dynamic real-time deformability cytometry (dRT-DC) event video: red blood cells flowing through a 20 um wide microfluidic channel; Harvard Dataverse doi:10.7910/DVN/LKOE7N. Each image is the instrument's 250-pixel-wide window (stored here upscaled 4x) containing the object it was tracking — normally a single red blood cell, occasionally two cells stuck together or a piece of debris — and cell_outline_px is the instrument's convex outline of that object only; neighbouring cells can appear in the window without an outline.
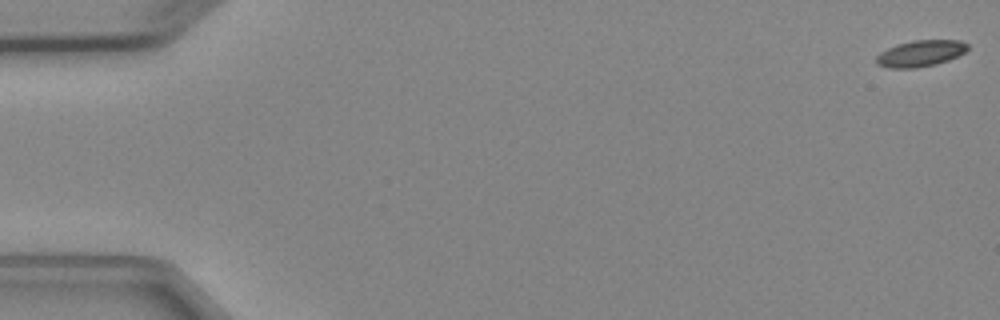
{"species": "Egyptian fruit bat (a non-hibernating species)", "species_latin": "Rousettus aegyptiacus", "temperature_condition": "cold", "stored_images_in_passage": 6, "camera_frame_rate_fps": 3000, "um_per_image_px": 0.085, "animal": {"sex": "female"}, "frame": {"image": 1, "passage_image": 1, "time_ms": 0.0, "image_size_px": [1000, 320], "cell_outline_px": [[968, 48], [964, 52], [948, 60], [936, 64], [916, 68], [888, 68], [876, 64], [876, 56], [880, 52], [896, 44], [912, 40], [960, 40], [968, 44]], "centroid_in_image_um": [78.21, 4.54], "position_along_channel_um": 6.8, "area_um2": 14.05}}